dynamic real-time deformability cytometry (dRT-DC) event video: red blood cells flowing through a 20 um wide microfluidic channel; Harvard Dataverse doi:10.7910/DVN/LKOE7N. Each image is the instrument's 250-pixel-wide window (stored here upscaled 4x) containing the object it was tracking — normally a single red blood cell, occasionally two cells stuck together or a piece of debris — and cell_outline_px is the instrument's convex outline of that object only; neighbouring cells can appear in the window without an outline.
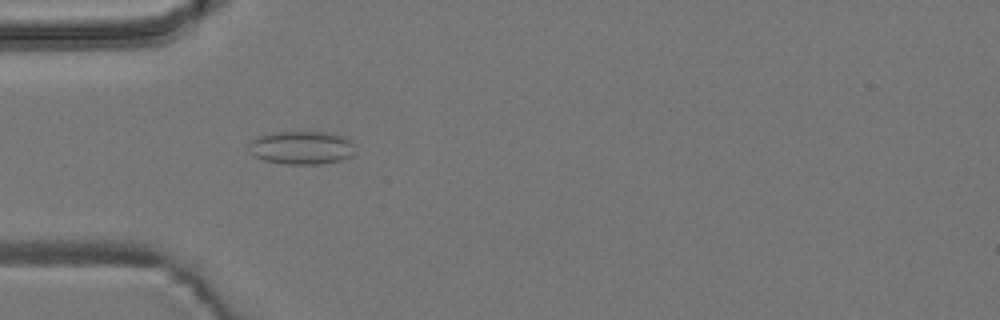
{"species": "common noctule bat (a hibernating species)", "species_latin": "Nyctalus noctula", "temperature_condition": "room temperature", "stored_images_in_passage": 8, "camera_frame_rate_fps": 3000, "um_per_image_px": 0.085, "animal": {"sex": "male", "body_mass_g": 19.2, "forearm_length_mm": 51.8}, "frame": {"image": 1, "passage_image": 5, "time_ms": 1.333, "image_size_px": [1000, 320], "cell_outline_px": [[352, 156], [340, 160], [316, 164], [284, 164], [264, 160], [252, 156], [248, 152], [248, 140], [256, 136], [276, 132], [328, 132], [344, 136], [352, 144]], "centroid_in_image_um": [25.52, 12.55], "position_along_channel_um": 59.5, "area_um2": 20.75}}